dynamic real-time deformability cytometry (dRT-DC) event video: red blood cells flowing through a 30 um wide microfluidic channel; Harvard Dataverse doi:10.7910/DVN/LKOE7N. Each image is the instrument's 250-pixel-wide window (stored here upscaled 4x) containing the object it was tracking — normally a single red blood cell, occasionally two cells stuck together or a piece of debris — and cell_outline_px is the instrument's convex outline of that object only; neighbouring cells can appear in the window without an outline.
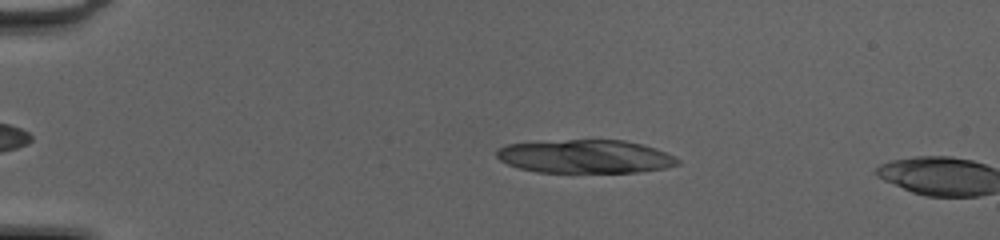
{"species": "common noctule bat (a hibernating species)", "species_latin": "Nyctalus noctula", "temperature_condition": "cold", "stored_images_in_passage": 7, "camera_frame_rate_fps": 3000, "um_per_image_px": 0.085, "animal": {"sex": "female", "body_mass_g": 20.0, "forearm_length_mm": 54.0}, "frame": {"image": 1, "passage_image": 5, "time_ms": 1.333, "image_size_px": [1000, 240], "cell_outline_px": [[680, 164], [664, 168], [636, 172], [536, 172], [520, 168], [508, 164], [500, 160], [496, 156], [496, 152], [500, 148], [508, 144], [568, 140], [624, 140], [656, 148], [680, 160]], "centroid_in_image_um": [49.76, 13.31], "position_along_channel_um": 35.2, "area_um2": 34.85}}